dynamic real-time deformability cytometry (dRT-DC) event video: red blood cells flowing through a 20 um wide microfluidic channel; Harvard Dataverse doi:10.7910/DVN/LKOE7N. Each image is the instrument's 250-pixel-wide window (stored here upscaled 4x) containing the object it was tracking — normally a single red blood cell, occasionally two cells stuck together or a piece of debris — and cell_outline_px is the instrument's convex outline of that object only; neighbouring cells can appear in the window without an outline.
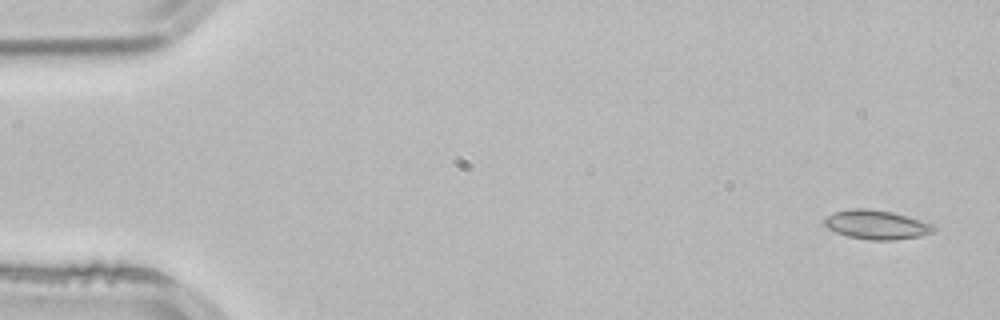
{"species": "common noctule bat (a hibernating species)", "species_latin": "Nyctalus noctula", "temperature_condition": "room temperature", "stored_images_in_passage": 3, "camera_frame_rate_fps": 3000, "um_per_image_px": 0.085, "animal": {"sex": "male", "body_mass_g": 21.5, "forearm_length_mm": 52.0}, "frame": {"image": 1, "passage_image": 1, "time_ms": 0.0, "image_size_px": [1000, 320], "cell_outline_px": [[936, 228], [932, 232], [920, 236], [892, 240], [868, 240], [848, 236], [836, 232], [828, 228], [824, 224], [824, 220], [828, 216], [836, 212], [848, 208], [868, 208], [892, 212], [920, 220], [932, 224]], "centroid_in_image_um": [74.49, 19.1], "position_along_channel_um": 10.5, "area_um2": 18.38}}
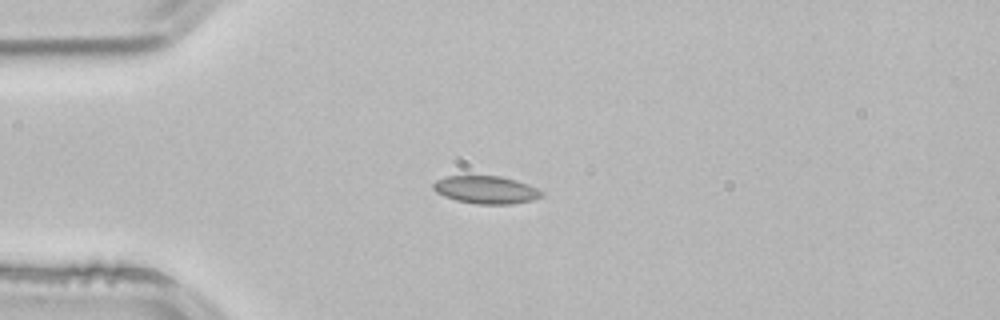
{"frame": {"image": 2, "passage_image": 3, "time_ms": 0.667, "image_size_px": [1000, 320], "cell_outline_px": [[544, 196], [532, 200], [512, 204], [476, 204], [456, 200], [444, 196], [436, 192], [432, 188], [432, 184], [436, 180], [448, 176], [500, 176], [516, 180], [528, 184], [544, 192]], "centroid_in_image_um": [41.32, 16.13], "position_along_channel_um": 43.7, "area_um2": 17.57}}